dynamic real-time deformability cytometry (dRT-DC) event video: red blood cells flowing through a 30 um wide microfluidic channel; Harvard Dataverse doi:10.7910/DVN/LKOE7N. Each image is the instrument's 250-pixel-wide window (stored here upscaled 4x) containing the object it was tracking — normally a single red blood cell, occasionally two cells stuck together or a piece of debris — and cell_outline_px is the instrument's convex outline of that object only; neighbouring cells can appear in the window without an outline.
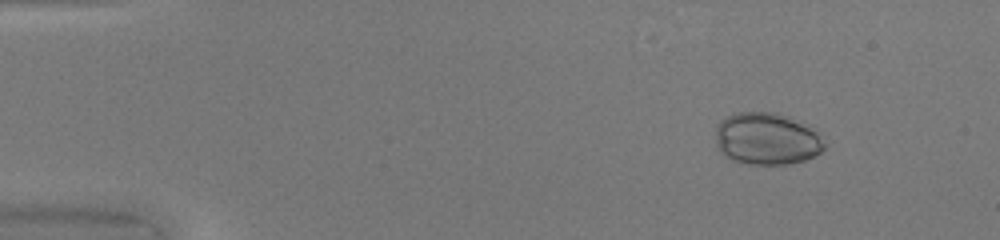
{"species": "common noctule bat (a hibernating species)", "species_latin": "Nyctalus noctula", "temperature_condition": "warm", "stored_images_in_passage": 49, "camera_frame_rate_fps": 3000, "um_per_image_px": 0.085, "animal": {"sex": "female", "body_mass_g": 20.0, "forearm_length_mm": 54.0}, "frame": {"image": 1, "passage_image": 6, "time_ms": 1.667, "image_size_px": [1000, 240], "cell_outline_px": [[824, 148], [820, 152], [804, 160], [788, 164], [748, 164], [732, 160], [724, 156], [716, 148], [716, 128], [720, 120], [736, 112], [776, 112], [792, 116], [812, 124], [816, 128], [824, 144]], "centroid_in_image_um": [65.19, 11.77], "position_along_channel_um": 19.8, "area_um2": 33.76}}
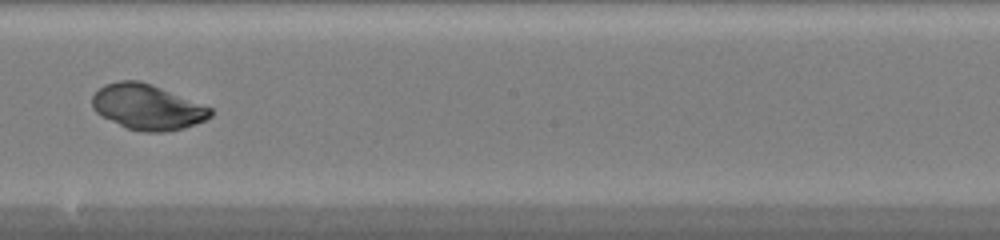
{"frame": {"image": 2, "passage_image": 29, "time_ms": 9.333, "image_size_px": [1000, 240], "cell_outline_px": [[212, 116], [196, 124], [184, 128], [164, 132], [144, 132], [128, 128], [100, 116], [92, 108], [92, 96], [104, 84], [120, 80], [140, 80], [152, 84], [212, 108]], "centroid_in_image_um": [12.51, 9.09], "position_along_channel_um": 235.7, "area_um2": 31.27}}
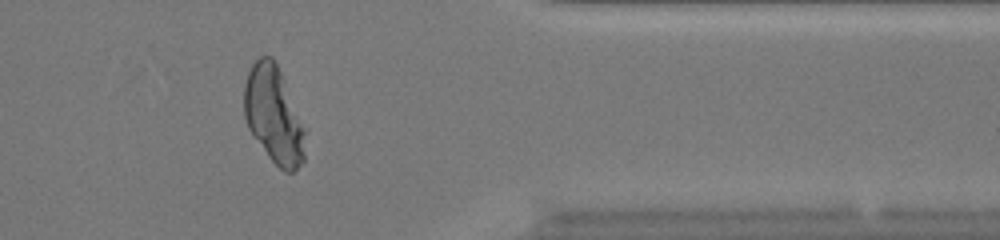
{"frame": {"image": 3, "passage_image": 41, "time_ms": 13.333, "image_size_px": [1000, 240], "cell_outline_px": [[304, 160], [292, 172], [284, 172], [268, 156], [248, 128], [244, 116], [244, 84], [248, 72], [252, 64], [260, 56], [272, 56], [280, 72], [304, 128]], "centroid_in_image_um": [23.23, 9.77], "position_along_channel_um": 388.2, "area_um2": 33.76}}